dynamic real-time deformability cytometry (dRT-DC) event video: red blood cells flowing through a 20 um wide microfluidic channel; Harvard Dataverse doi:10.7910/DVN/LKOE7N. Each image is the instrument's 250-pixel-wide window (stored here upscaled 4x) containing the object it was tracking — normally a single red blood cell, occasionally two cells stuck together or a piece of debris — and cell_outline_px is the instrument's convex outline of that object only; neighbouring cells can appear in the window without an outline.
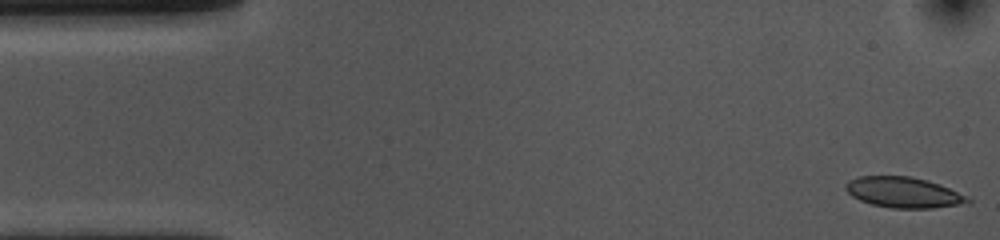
{"species": "common noctule bat (a hibernating species)", "species_latin": "Nyctalus noctula", "temperature_condition": "cold", "stored_images_in_passage": 13, "camera_frame_rate_fps": 3000, "um_per_image_px": 0.085, "animal": {"sex": "female", "body_mass_g": 10.0, "forearm_length_mm": 53.1}, "frame": {"image": 1, "passage_image": 1, "time_ms": 0.0, "image_size_px": [1000, 240], "cell_outline_px": [[972, 204], [932, 208], [892, 208], [872, 204], [860, 200], [852, 196], [844, 188], [844, 184], [848, 180], [860, 176], [912, 176], [928, 180], [940, 184], [972, 200]], "centroid_in_image_um": [76.8, 16.35], "position_along_channel_um": 8.2, "area_um2": 21.91}}
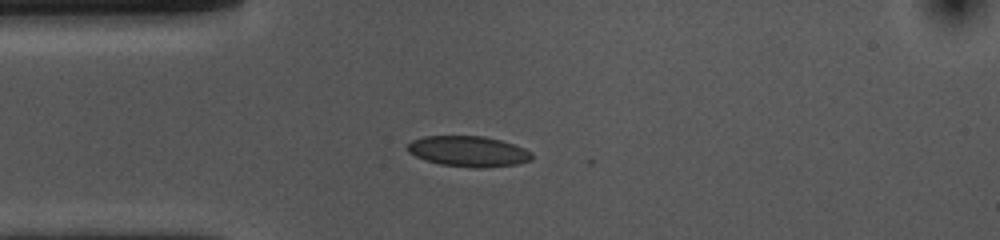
{"frame": {"image": 2, "passage_image": 12, "time_ms": 3.667, "image_size_px": [1000, 240], "cell_outline_px": [[532, 160], [516, 164], [480, 168], [476, 168], [440, 164], [416, 156], [408, 152], [408, 144], [412, 140], [424, 136], [484, 136], [500, 140], [524, 148], [532, 152]], "centroid_in_image_um": [39.83, 12.86], "position_along_channel_um": 45.2, "area_um2": 21.96}}